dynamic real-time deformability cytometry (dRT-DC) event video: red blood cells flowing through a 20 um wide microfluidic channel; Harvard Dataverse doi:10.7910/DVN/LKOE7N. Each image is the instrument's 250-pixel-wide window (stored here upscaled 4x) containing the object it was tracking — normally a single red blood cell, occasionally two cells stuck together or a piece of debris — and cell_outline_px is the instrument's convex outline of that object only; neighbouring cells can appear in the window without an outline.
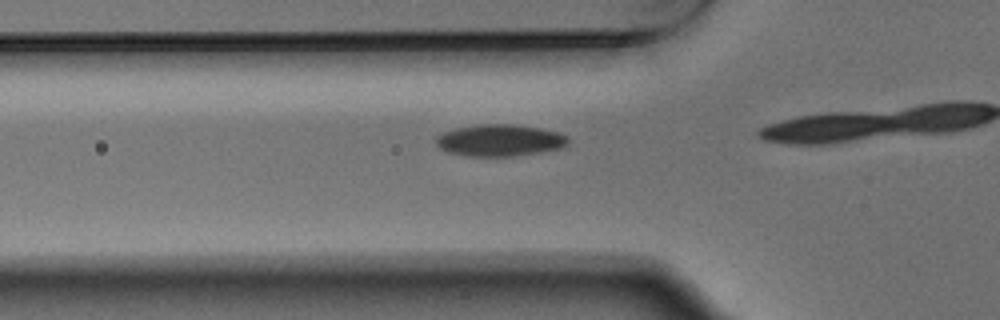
{"species": "Egyptian fruit bat (a non-hibernating species)", "species_latin": "Rousettus aegyptiacus", "temperature_condition": "warm", "stored_images_in_passage": 16, "camera_frame_rate_fps": 3000, "um_per_image_px": 0.085, "animal": {"sex": "male"}, "frame": {"image": 1, "passage_image": 14, "time_ms": 4.333, "image_size_px": [1000, 320], "cell_outline_px": [[568, 144], [560, 148], [540, 152], [512, 156], [468, 156], [448, 152], [440, 148], [436, 144], [436, 136], [444, 132], [456, 128], [480, 124], [512, 124], [540, 128], [556, 132], [568, 136]], "centroid_in_image_um": [42.47, 11.93], "position_along_channel_um": 83.3, "area_um2": 24.33}}